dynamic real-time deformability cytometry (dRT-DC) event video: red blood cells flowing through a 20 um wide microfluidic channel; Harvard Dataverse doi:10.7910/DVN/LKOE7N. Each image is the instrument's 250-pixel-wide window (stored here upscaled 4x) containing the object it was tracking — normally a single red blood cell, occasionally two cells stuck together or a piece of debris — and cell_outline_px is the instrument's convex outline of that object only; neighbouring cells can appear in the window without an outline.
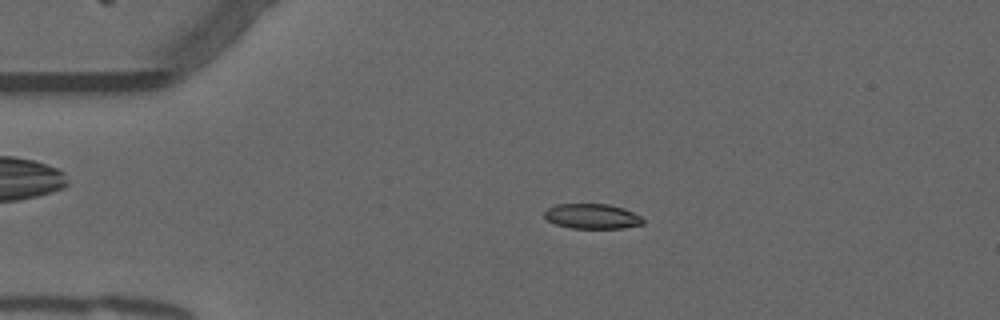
{"species": "common noctule bat (a hibernating species)", "species_latin": "Nyctalus noctula", "temperature_condition": "warm", "stored_images_in_passage": 29, "camera_frame_rate_fps": 3000, "um_per_image_px": 0.085, "animal": {"sex": "male", "forearm_length_mm": 52.5}, "frame": {"image": 1, "passage_image": 12, "time_ms": 3.667, "image_size_px": [1000, 320], "cell_outline_px": [[644, 224], [624, 228], [572, 228], [556, 224], [548, 220], [544, 216], [544, 212], [548, 208], [556, 204], [608, 204], [624, 208], [640, 216], [644, 220]], "centroid_in_image_um": [50.34, 18.38], "position_along_channel_um": 34.7, "area_um2": 14.33}}
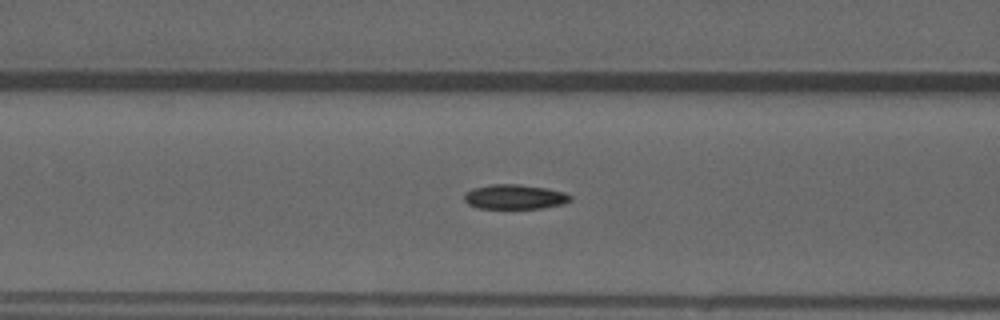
{"frame": {"image": 2, "passage_image": 22, "time_ms": 7.0, "image_size_px": [1000, 320], "cell_outline_px": [[572, 200], [564, 204], [544, 208], [476, 208], [468, 204], [464, 200], [464, 192], [472, 188], [492, 184], [520, 184], [548, 188], [564, 192], [572, 196]], "centroid_in_image_um": [43.76, 16.72], "position_along_channel_um": 122.8, "area_um2": 15.49}}
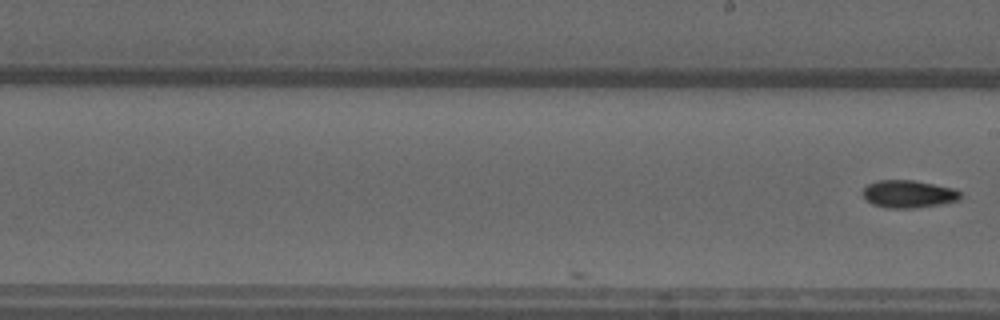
{"frame": {"image": 3, "passage_image": 29, "time_ms": 9.333, "image_size_px": [1000, 320], "cell_outline_px": [[964, 196], [960, 200], [940, 204], [916, 208], [884, 208], [872, 204], [860, 192], [868, 184], [880, 180], [912, 180], [956, 188]], "centroid_in_image_um": [77.25, 16.49], "position_along_channel_um": 211.7, "area_um2": 15.9}}